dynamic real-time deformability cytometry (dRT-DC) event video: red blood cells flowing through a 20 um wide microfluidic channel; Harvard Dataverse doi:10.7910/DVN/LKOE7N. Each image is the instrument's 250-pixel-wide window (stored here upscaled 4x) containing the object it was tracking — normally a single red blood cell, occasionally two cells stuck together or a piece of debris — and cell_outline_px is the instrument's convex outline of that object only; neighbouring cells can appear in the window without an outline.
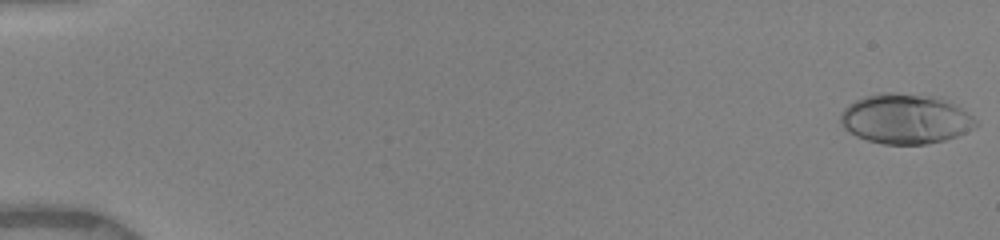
{"species": "human", "species_latin": "Homo sapiens", "temperature_condition": "warm", "stored_images_in_passage": 51, "camera_frame_rate_fps": 3000, "um_per_image_px": 0.085, "donor": {"sex": "female"}, "frame": {"image": 1, "passage_image": 1, "time_ms": 0.0, "image_size_px": [1000, 240], "cell_outline_px": [[980, 124], [956, 136], [944, 140], [924, 144], [884, 144], [868, 140], [856, 136], [848, 132], [840, 124], [840, 112], [848, 104], [864, 96], [880, 92], [892, 92], [936, 96], [960, 108], [972, 116]], "centroid_in_image_um": [76.91, 10.09], "position_along_channel_um": 8.1, "area_um2": 39.3}}
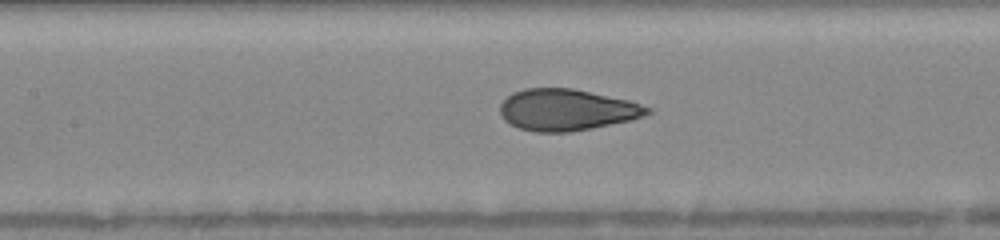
{"frame": {"image": 2, "passage_image": 24, "time_ms": 8.0, "image_size_px": [1000, 240], "cell_outline_px": [[652, 112], [644, 116], [632, 120], [572, 132], [536, 132], [520, 128], [508, 124], [500, 116], [500, 104], [512, 92], [524, 88], [572, 88], [628, 100], [652, 108]], "centroid_in_image_um": [48.15, 9.34], "position_along_channel_um": 159.2, "area_um2": 35.78}}
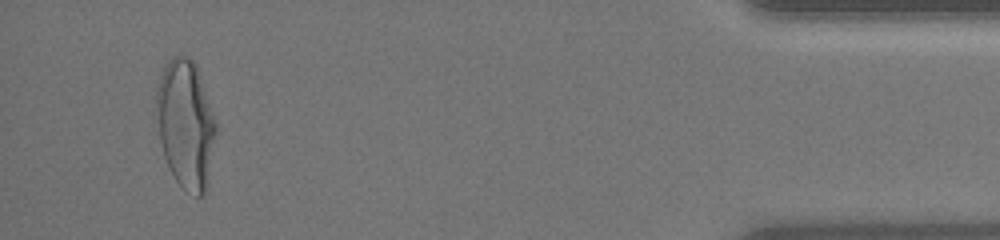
{"frame": {"image": 3, "passage_image": 49, "time_ms": 16.0, "image_size_px": [1000, 240], "cell_outline_px": [[216, 132], [208, 180], [204, 196], [196, 196], [184, 188], [176, 180], [168, 168], [164, 156], [160, 140], [156, 108], [156, 88], [160, 76], [168, 60], [176, 56], [188, 56], [196, 64], [216, 120]], "centroid_in_image_um": [15.78, 10.54], "position_along_channel_um": 419.4, "area_um2": 44.39}, "authors_computed_cell_mechanics": {"area_um2": 35.9516, "velocity_mm_per_s": 4.0112, "shape_relaxation_time_tau1_ms": 4.8334, "shape_relaxation_time_tau2_ms": null, "deformation_change_tau1": 0.2296, "deformation_change_tau2": null}}